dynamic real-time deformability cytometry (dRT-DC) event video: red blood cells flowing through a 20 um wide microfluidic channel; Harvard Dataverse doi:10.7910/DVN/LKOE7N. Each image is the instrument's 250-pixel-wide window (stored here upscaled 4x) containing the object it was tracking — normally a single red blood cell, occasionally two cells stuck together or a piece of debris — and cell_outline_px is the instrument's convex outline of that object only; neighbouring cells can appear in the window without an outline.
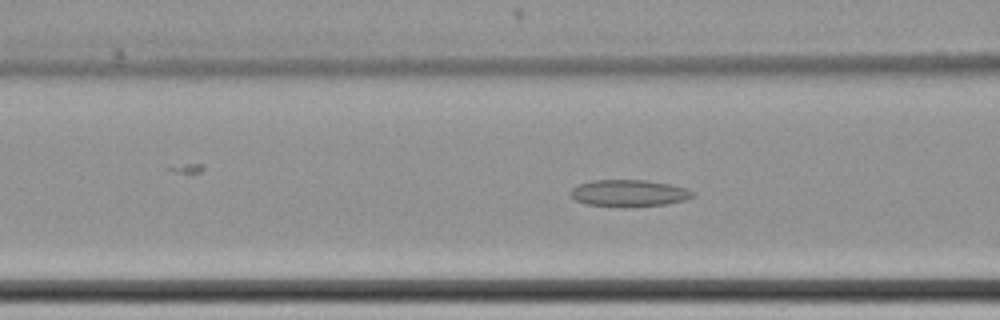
{"species": "common noctule bat (a hibernating species)", "species_latin": "Nyctalus noctula", "temperature_condition": "cold", "stored_images_in_passage": 50, "camera_frame_rate_fps": 3000, "um_per_image_px": 0.085, "animal": {"sex": "female", "body_mass_g": 22.7, "forearm_length_mm": 54.2}, "frame": {"image": 1, "passage_image": 15, "time_ms": 4.667, "image_size_px": [1000, 320], "cell_outline_px": [[696, 196], [684, 200], [664, 204], [588, 204], [576, 200], [572, 196], [572, 188], [580, 184], [592, 180], [644, 180], [672, 184], [688, 188], [696, 192]], "centroid_in_image_um": [53.56, 16.36], "position_along_channel_um": 113.0, "area_um2": 18.15}}
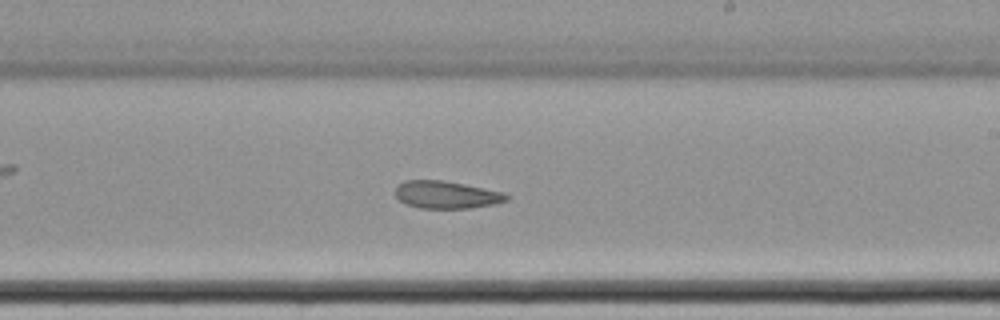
{"frame": {"image": 2, "passage_image": 27, "time_ms": 8.667, "image_size_px": [1000, 320], "cell_outline_px": [[512, 196], [508, 200], [496, 204], [468, 208], [420, 208], [404, 204], [396, 196], [396, 184], [404, 180], [440, 180], [464, 184], [504, 192]], "centroid_in_image_um": [37.95, 16.55], "position_along_channel_um": 251.0, "area_um2": 17.98}}
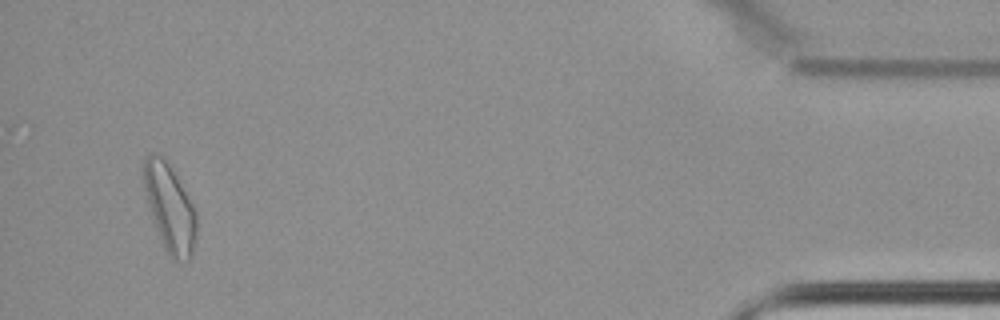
{"frame": {"image": 3, "passage_image": 48, "time_ms": 15.667, "image_size_px": [1000, 320], "cell_outline_px": [[196, 236], [192, 252], [188, 260], [172, 260], [168, 256], [160, 240], [148, 204], [144, 188], [144, 156], [152, 152], [156, 152], [164, 156], [176, 176], [192, 204], [196, 212]], "centroid_in_image_um": [14.41, 17.66], "position_along_channel_um": 420.8, "area_um2": 26.65}, "authors_computed_cell_mechanics": {"area_um2": 19.9699, "velocity_mm_per_s": 3.4591, "shape_relaxation_time_tau1_ms": null, "shape_relaxation_time_tau2_ms": 5.9535, "deformation_change_tau1": null, "deformation_change_tau2": 0.1237}}